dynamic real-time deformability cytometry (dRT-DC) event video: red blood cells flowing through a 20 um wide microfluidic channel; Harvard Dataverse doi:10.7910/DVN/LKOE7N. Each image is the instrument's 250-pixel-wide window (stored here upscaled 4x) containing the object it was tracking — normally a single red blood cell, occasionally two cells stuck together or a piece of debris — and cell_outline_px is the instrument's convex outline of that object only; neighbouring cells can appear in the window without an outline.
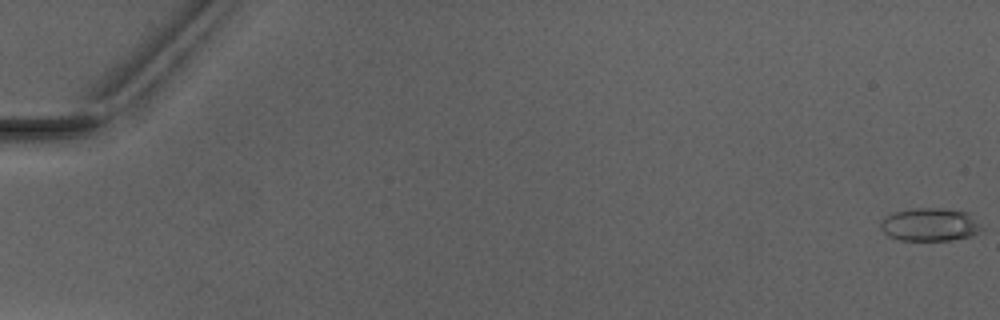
{"species": "Egyptian fruit bat (a non-hibernating species)", "species_latin": "Rousettus aegyptiacus", "temperature_condition": "warm", "stored_images_in_passage": 7, "camera_frame_rate_fps": 3000, "um_per_image_px": 0.085, "animal": {"sex": "male"}, "frame": {"image": 1, "passage_image": 1, "time_ms": 0.0, "image_size_px": [1000, 320], "cell_outline_px": [[984, 228], [968, 236], [948, 240], [900, 240], [888, 236], [880, 228], [880, 220], [884, 216], [892, 212], [916, 208], [940, 208], [968, 212]], "centroid_in_image_um": [78.98, 19.08], "position_along_channel_um": 6.0, "area_um2": 19.42}}
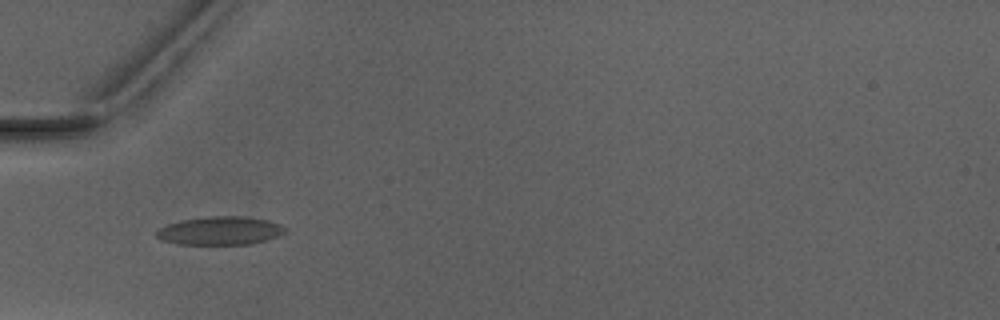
{"frame": {"image": 2, "passage_image": 6, "time_ms": 6.0, "image_size_px": [1000, 320], "cell_outline_px": [[284, 232], [276, 236], [264, 240], [248, 244], [176, 244], [160, 240], [156, 236], [156, 232], [160, 228], [168, 224], [180, 220], [208, 216], [244, 216], [268, 220], [280, 224], [284, 228]], "centroid_in_image_um": [18.65, 19.6], "position_along_channel_um": 66.4, "area_um2": 21.1}}
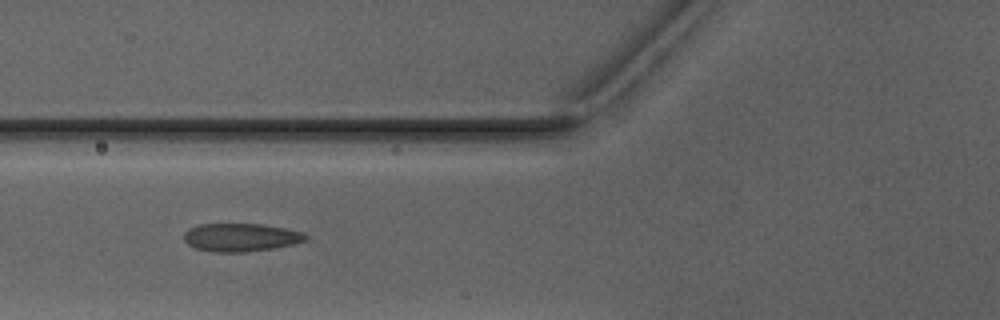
{"frame": {"image": 3, "passage_image": 7, "time_ms": 7.0, "image_size_px": [1000, 320], "cell_outline_px": [[312, 236], [308, 240], [276, 248], [244, 252], [212, 252], [196, 248], [188, 244], [184, 240], [184, 232], [188, 228], [200, 224], [264, 224], [304, 232]], "centroid_in_image_um": [20.51, 20.17], "position_along_channel_um": 105.3, "area_um2": 20.23}}